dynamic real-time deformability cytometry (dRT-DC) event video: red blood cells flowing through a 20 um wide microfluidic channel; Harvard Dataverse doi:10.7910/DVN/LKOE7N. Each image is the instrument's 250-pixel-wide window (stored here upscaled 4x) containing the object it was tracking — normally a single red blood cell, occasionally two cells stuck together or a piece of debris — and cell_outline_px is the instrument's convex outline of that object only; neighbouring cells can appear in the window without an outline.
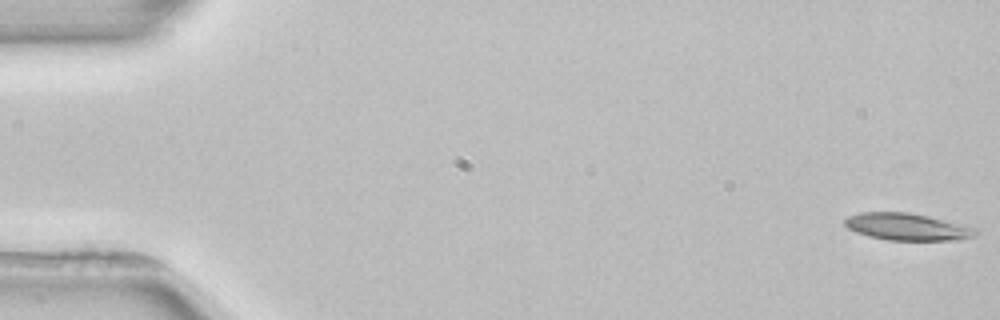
{"species": "common noctule bat (a hibernating species)", "species_latin": "Nyctalus noctula", "temperature_condition": "room temperature", "stored_images_in_passage": 3, "camera_frame_rate_fps": 3000, "um_per_image_px": 0.085, "animal": {"sex": "female", "body_mass_g": 22.7, "forearm_length_mm": 54.2}, "frame": {"image": 1, "passage_image": 1, "time_ms": 0.0, "image_size_px": [1000, 320], "cell_outline_px": [[976, 232], [972, 236], [956, 240], [888, 240], [868, 236], [856, 232], [848, 228], [844, 224], [844, 220], [848, 216], [860, 212], [908, 212], [928, 216], [976, 228]], "centroid_in_image_um": [77.04, 19.27], "position_along_channel_um": 8.0, "area_um2": 20.4}}
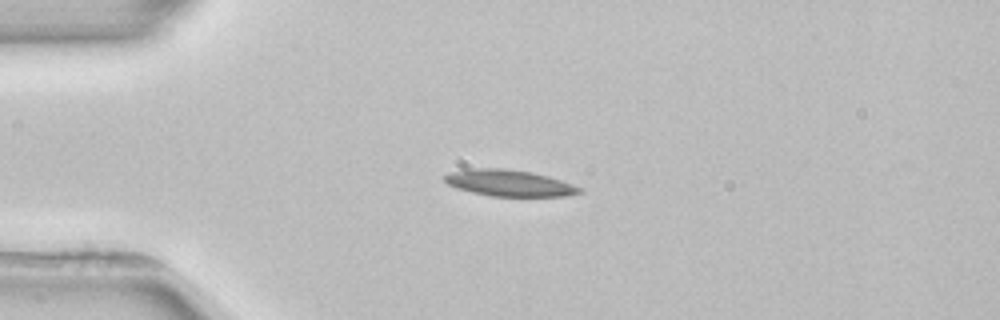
{"frame": {"image": 2, "passage_image": 3, "time_ms": 4.0, "image_size_px": [1000, 320], "cell_outline_px": [[584, 192], [564, 196], [492, 196], [472, 192], [456, 188], [448, 184], [444, 180], [444, 176], [448, 172], [476, 168], [504, 168], [532, 172], [548, 176], [584, 188]], "centroid_in_image_um": [43.3, 15.56], "position_along_channel_um": 41.7, "area_um2": 20.75}}